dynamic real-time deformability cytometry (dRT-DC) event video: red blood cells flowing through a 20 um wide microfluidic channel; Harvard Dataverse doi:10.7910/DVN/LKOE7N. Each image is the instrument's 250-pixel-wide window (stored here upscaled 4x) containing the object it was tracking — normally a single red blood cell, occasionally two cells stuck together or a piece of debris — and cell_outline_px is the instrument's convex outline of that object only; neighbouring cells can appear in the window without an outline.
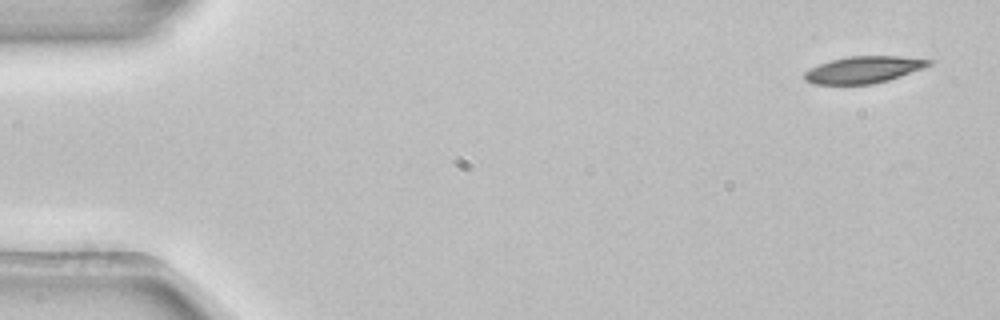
{"species": "common noctule bat (a hibernating species)", "species_latin": "Nyctalus noctula", "temperature_condition": "room temperature", "stored_images_in_passage": 6, "camera_frame_rate_fps": 3000, "um_per_image_px": 0.085, "animal": {"sex": "female", "body_mass_g": 22.7, "forearm_length_mm": 54.2}, "frame": {"image": 1, "passage_image": 1, "time_ms": 0.0, "image_size_px": [1000, 320], "cell_outline_px": [[932, 64], [900, 76], [888, 80], [872, 84], [812, 84], [804, 80], [804, 72], [820, 64], [832, 60], [848, 56], [896, 56], [932, 60]], "centroid_in_image_um": [73.37, 5.93], "position_along_channel_um": 11.6, "area_um2": 19.13}}
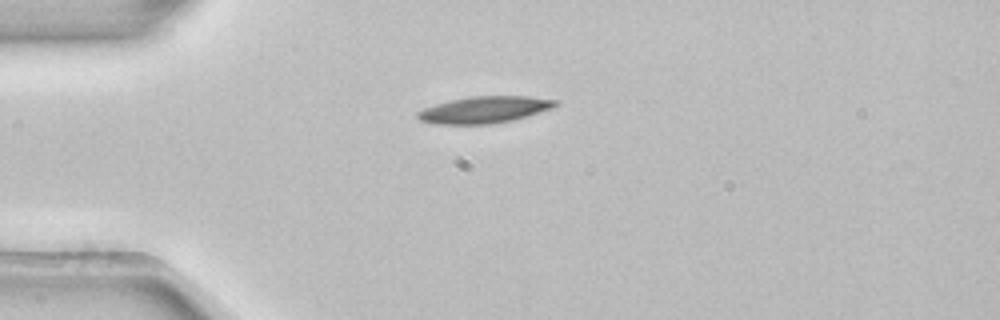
{"frame": {"image": 2, "passage_image": 4, "time_ms": 1.0, "image_size_px": [1000, 320], "cell_outline_px": [[560, 104], [552, 108], [528, 116], [512, 120], [488, 124], [436, 124], [420, 120], [416, 116], [416, 112], [424, 108], [448, 100], [468, 96], [528, 96], [560, 100]], "centroid_in_image_um": [41.2, 9.31], "position_along_channel_um": 43.8, "area_um2": 21.62}}